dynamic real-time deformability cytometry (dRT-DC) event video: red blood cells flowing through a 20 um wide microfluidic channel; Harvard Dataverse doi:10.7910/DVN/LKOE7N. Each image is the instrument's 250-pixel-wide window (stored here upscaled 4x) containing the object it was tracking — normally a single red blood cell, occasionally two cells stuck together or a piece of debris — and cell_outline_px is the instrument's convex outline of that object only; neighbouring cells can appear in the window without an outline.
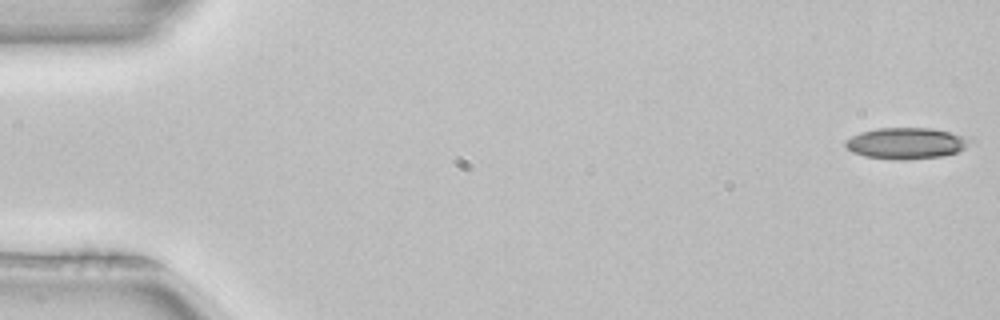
{"species": "common noctule bat (a hibernating species)", "species_latin": "Nyctalus noctula", "temperature_condition": "room temperature", "stored_images_in_passage": 51, "camera_frame_rate_fps": 3000, "um_per_image_px": 0.085, "animal": {"sex": "female", "body_mass_g": 22.7, "forearm_length_mm": 54.2}, "frame": {"image": 1, "passage_image": 1, "time_ms": 0.0, "image_size_px": [1000, 320], "cell_outline_px": [[972, 140], [964, 148], [956, 152], [940, 156], [892, 160], [864, 156], [852, 152], [844, 144], [844, 140], [860, 132], [876, 128], [932, 128], [968, 136]], "centroid_in_image_um": [77.0, 12.16], "position_along_channel_um": 8.0, "area_um2": 22.6}}
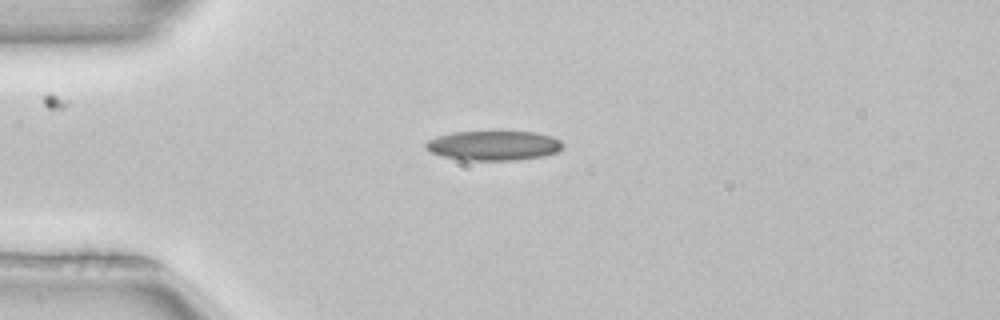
{"frame": {"image": 2, "passage_image": 13, "time_ms": 4.0, "image_size_px": [1000, 320], "cell_outline_px": [[564, 144], [556, 152], [544, 156], [520, 160], [464, 160], [440, 156], [432, 152], [424, 144], [428, 140], [436, 136], [452, 132], [536, 132], [552, 136], [560, 140]], "centroid_in_image_um": [41.96, 12.37], "position_along_channel_um": 43.0, "area_um2": 23.64}}
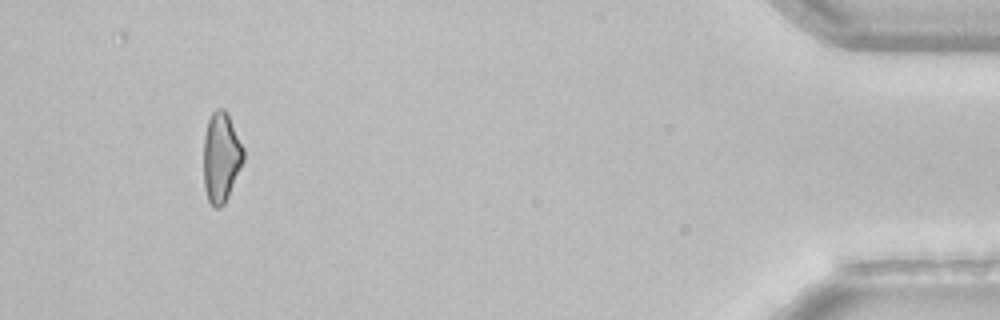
{"frame": {"image": 3, "passage_image": 48, "time_ms": 15.667, "image_size_px": [1000, 320], "cell_outline_px": [[244, 160], [228, 196], [224, 204], [220, 208], [212, 208], [208, 200], [204, 188], [204, 136], [208, 120], [212, 112], [216, 108], [224, 108], [228, 112], [244, 148]], "centroid_in_image_um": [18.8, 13.35], "position_along_channel_um": 416.4, "area_um2": 21.15}, "authors_computed_cell_mechanics": {"area_um2": 23.0622, "velocity_mm_per_s": 4.0159, "shape_relaxation_time_tau1_ms": 8.929, "shape_relaxation_time_tau2_ms": 8.823, "deformation_change_tau1": 0.1738, "deformation_change_tau2": 0.1995}}